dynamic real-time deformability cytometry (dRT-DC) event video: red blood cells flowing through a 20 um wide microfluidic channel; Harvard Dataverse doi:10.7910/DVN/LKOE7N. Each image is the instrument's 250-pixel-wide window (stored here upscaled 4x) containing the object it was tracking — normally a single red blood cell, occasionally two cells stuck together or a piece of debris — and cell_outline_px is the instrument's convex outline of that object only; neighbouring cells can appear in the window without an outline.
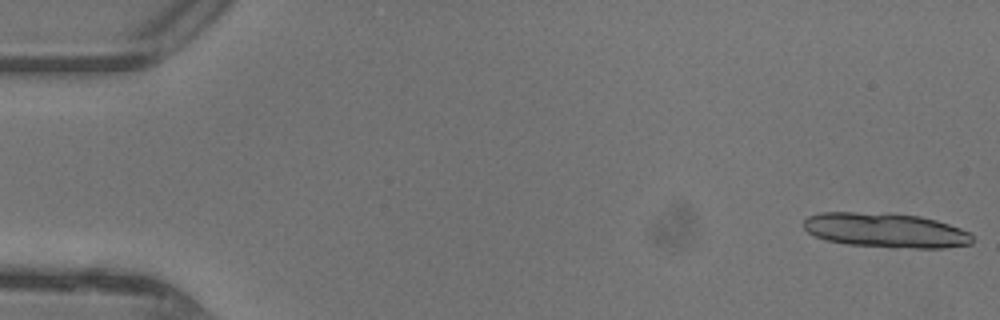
{"species": "common noctule bat (a hibernating species)", "species_latin": "Nyctalus noctula", "temperature_condition": "warm", "stored_images_in_passage": 10, "camera_frame_rate_fps": 3000, "um_per_image_px": 0.085, "animal": {"sex": "female"}, "frame": {"image": 1, "passage_image": 1, "time_ms": 0.0, "image_size_px": [1000, 320], "cell_outline_px": [[972, 244], [944, 248], [892, 248], [848, 244], [824, 240], [808, 232], [804, 228], [804, 220], [808, 216], [820, 212], [856, 212], [920, 216], [936, 220], [960, 228], [968, 232], [972, 236]], "centroid_in_image_um": [75.27, 19.59], "position_along_channel_um": 9.7, "area_um2": 33.99}}